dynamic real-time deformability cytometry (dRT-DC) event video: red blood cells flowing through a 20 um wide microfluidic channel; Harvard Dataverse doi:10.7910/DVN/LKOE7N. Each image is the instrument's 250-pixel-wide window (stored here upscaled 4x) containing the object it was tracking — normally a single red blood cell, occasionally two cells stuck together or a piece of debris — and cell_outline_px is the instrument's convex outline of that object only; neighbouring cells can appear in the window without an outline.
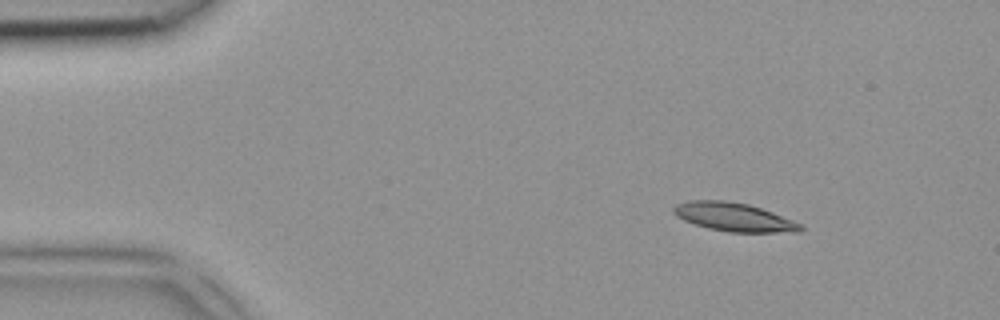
{"species": "common noctule bat (a hibernating species)", "species_latin": "Nyctalus noctula", "temperature_condition": "room temperature", "stored_images_in_passage": 4, "camera_frame_rate_fps": 3000, "um_per_image_px": 0.085, "animal": {"sex": "female", "body_mass_g": 18.4}, "frame": {"image": 1, "passage_image": 1, "time_ms": 0.0, "image_size_px": [1000, 320], "cell_outline_px": [[804, 228], [796, 232], [728, 232], [708, 228], [684, 220], [676, 216], [672, 212], [672, 208], [676, 204], [688, 200], [724, 200], [748, 204], [772, 212], [804, 224]], "centroid_in_image_um": [62.38, 18.44], "position_along_channel_um": 22.6, "area_um2": 21.15}}